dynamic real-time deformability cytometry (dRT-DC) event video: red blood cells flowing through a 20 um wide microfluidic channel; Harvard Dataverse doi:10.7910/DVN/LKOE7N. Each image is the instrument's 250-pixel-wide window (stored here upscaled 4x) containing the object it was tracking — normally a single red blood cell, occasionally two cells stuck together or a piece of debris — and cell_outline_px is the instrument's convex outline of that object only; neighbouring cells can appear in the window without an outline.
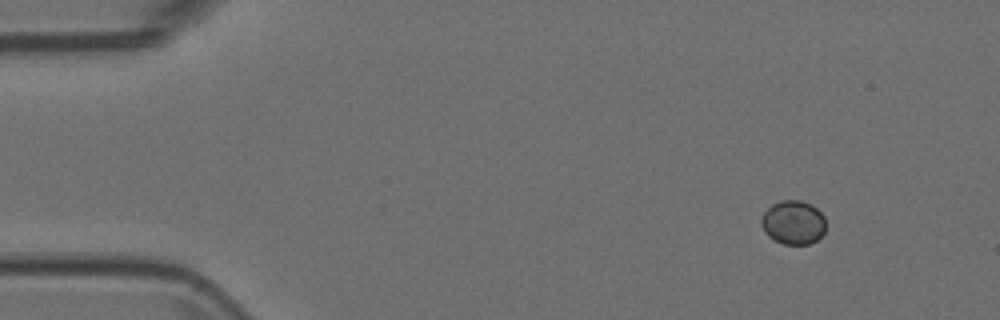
{"species": "Egyptian fruit bat (a non-hibernating species)", "species_latin": "Rousettus aegyptiacus", "temperature_condition": "room temperature", "stored_images_in_passage": 8, "camera_frame_rate_fps": 3000, "um_per_image_px": 0.085, "animal": {"sex": "female"}, "frame": {"image": 1, "passage_image": 1, "time_ms": 0.0, "image_size_px": [1000, 320], "cell_outline_px": [[824, 232], [816, 240], [808, 244], [784, 244], [768, 236], [764, 232], [760, 224], [760, 220], [764, 212], [772, 204], [780, 200], [800, 200], [812, 204], [824, 216]], "centroid_in_image_um": [67.4, 18.89], "position_along_channel_um": 17.6, "area_um2": 16.47}}